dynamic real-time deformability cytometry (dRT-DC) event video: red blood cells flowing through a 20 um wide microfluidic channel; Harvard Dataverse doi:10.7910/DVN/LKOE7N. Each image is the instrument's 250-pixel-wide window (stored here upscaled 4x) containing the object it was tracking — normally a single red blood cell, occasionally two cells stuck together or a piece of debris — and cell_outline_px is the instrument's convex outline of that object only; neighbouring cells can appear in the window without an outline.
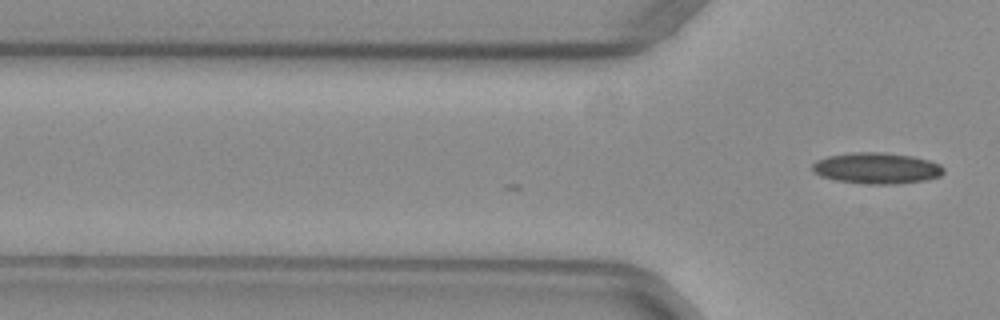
{"species": "common noctule bat (a hibernating species)", "species_latin": "Nyctalus noctula", "temperature_condition": "warm", "stored_images_in_passage": 3, "camera_frame_rate_fps": 3000, "um_per_image_px": 0.085, "animal": {"sex": "female", "body_mass_g": 29.2, "forearm_length_mm": 56.3}, "frame": {"image": 1, "passage_image": 3, "time_ms": 0.667, "image_size_px": [1000, 320], "cell_outline_px": [[944, 172], [940, 176], [924, 180], [896, 184], [872, 184], [836, 180], [820, 176], [812, 172], [812, 164], [816, 160], [828, 156], [852, 152], [880, 152], [912, 156], [928, 160], [940, 164], [944, 168]], "centroid_in_image_um": [74.5, 14.29], "position_along_channel_um": 51.3, "area_um2": 23.76}}